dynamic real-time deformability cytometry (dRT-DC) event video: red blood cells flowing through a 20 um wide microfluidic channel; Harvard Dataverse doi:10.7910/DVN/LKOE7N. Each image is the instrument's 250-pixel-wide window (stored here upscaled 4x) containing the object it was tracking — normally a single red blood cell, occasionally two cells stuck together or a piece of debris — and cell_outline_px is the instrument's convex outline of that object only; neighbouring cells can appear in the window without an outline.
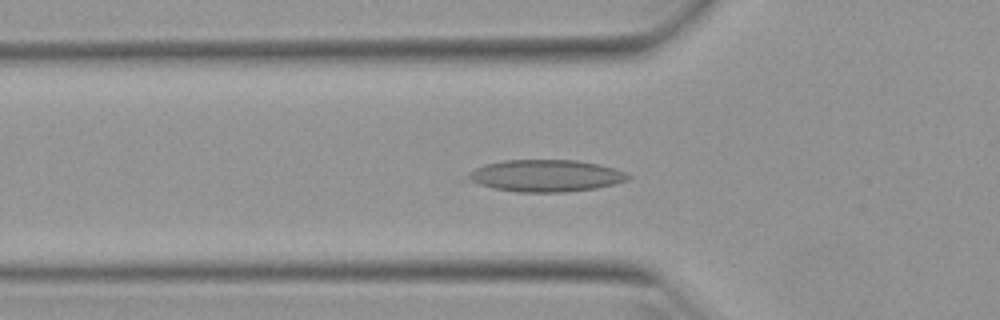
{"species": "Egyptian fruit bat (a non-hibernating species)", "species_latin": "Rousettus aegyptiacus", "temperature_condition": "warm", "stored_images_in_passage": 40, "camera_frame_rate_fps": 3000, "um_per_image_px": 0.085, "animal": {"sex": "female"}, "frame": {"image": 1, "passage_image": 9, "time_ms": 2.667, "image_size_px": [1000, 320], "cell_outline_px": [[632, 176], [628, 180], [616, 184], [596, 188], [564, 192], [516, 192], [492, 188], [480, 184], [472, 180], [468, 176], [468, 172], [484, 164], [504, 160], [576, 160], [600, 164], [624, 172]], "centroid_in_image_um": [46.42, 14.93], "position_along_channel_um": 79.4, "area_um2": 29.71}}
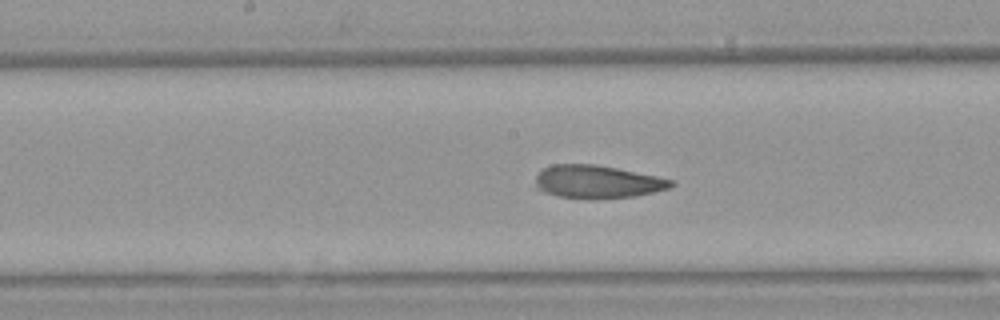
{"frame": {"image": 2, "passage_image": 18, "time_ms": 5.667, "image_size_px": [1000, 320], "cell_outline_px": [[676, 184], [668, 188], [636, 196], [560, 196], [544, 192], [536, 188], [536, 176], [544, 168], [552, 164], [596, 164], [676, 180]], "centroid_in_image_um": [50.79, 15.4], "position_along_channel_um": 197.4, "area_um2": 25.09}}
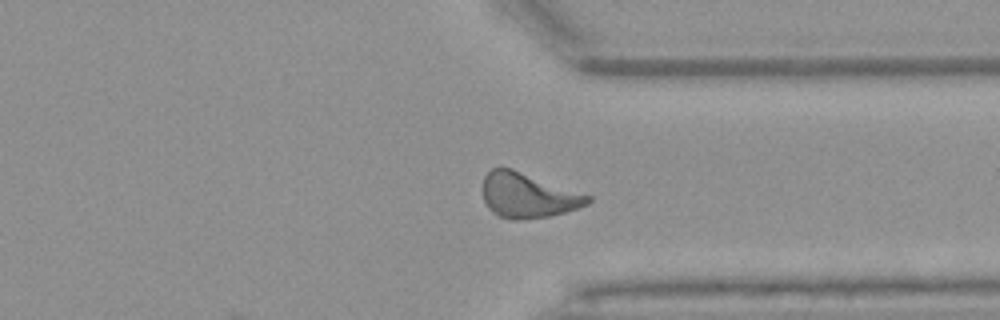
{"frame": {"image": 3, "passage_image": 31, "time_ms": 10.0, "image_size_px": [1000, 320], "cell_outline_px": [[592, 200], [588, 204], [564, 212], [548, 216], [524, 220], [512, 220], [496, 216], [488, 208], [484, 200], [484, 176], [492, 168], [512, 168], [592, 196]], "centroid_in_image_um": [44.87, 16.62], "position_along_channel_um": 366.5, "area_um2": 27.46}, "authors_computed_cell_mechanics": {"area_um2": 26.7614, "velocity_mm_per_s": 3.9107, "shape_relaxation_time_tau1_ms": null, "shape_relaxation_time_tau2_ms": 2.8029, "deformation_change_tau1": null, "deformation_change_tau2": 0.1113}}